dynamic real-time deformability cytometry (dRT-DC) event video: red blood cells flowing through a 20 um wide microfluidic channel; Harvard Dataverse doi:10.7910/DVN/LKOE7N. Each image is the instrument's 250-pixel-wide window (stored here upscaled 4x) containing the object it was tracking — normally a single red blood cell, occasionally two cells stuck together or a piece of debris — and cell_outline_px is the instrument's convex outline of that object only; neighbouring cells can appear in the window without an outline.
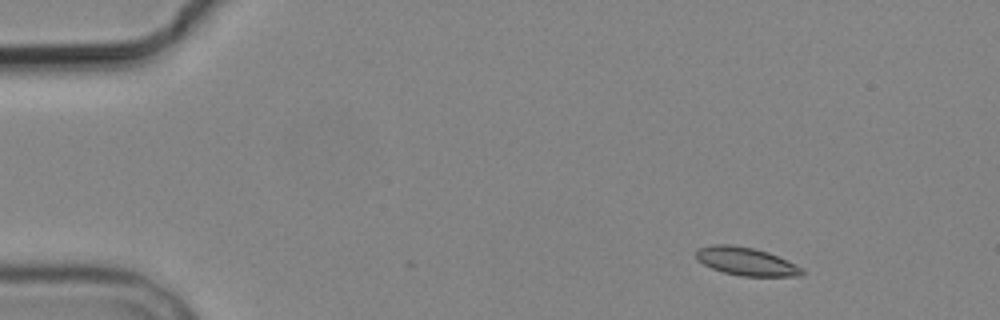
{"species": "common noctule bat (a hibernating species)", "species_latin": "Nyctalus noctula", "temperature_condition": "cold", "stored_images_in_passage": 2, "camera_frame_rate_fps": 3000, "um_per_image_px": 0.085, "animal": {"sex": "male", "body_mass_g": 19.2, "forearm_length_mm": 51.8}, "frame": {"image": 1, "passage_image": 2, "time_ms": 1.0, "image_size_px": [1000, 320], "cell_outline_px": [[804, 272], [800, 276], [740, 276], [724, 272], [712, 268], [696, 260], [696, 248], [712, 244], [732, 244], [752, 248], [768, 252], [788, 260], [804, 268]], "centroid_in_image_um": [63.41, 22.21], "position_along_channel_um": 21.6, "area_um2": 17.51}}